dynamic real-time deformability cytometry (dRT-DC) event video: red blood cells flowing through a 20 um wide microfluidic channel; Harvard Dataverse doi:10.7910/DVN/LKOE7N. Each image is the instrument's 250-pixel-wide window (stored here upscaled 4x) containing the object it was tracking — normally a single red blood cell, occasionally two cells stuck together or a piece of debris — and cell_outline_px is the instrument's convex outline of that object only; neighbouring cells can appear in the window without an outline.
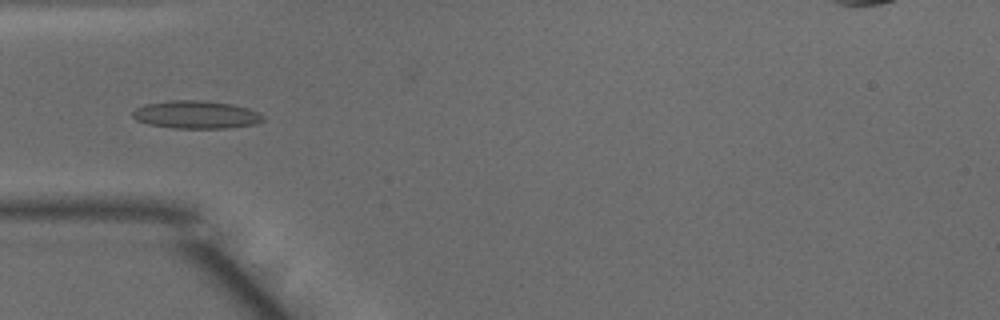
{"species": "common noctule bat (a hibernating species)", "species_latin": "Nyctalus noctula", "temperature_condition": "warm", "stored_images_in_passage": 42, "segment_of_instrument_passage": [1, 2], "camera_frame_rate_fps": 3000, "um_per_image_px": 0.085, "animal": {"sex": "male", "body_mass_g": 15.6}, "frame": {"image": 1, "passage_image": 7, "time_ms": 2.0, "image_size_px": [1000, 320], "cell_outline_px": [[264, 120], [256, 124], [228, 128], [176, 128], [148, 124], [136, 120], [132, 116], [132, 112], [136, 108], [144, 104], [168, 100], [200, 100], [232, 104], [248, 108], [260, 112], [264, 116]], "centroid_in_image_um": [16.68, 9.74], "position_along_channel_um": 68.3, "area_um2": 21.33}}
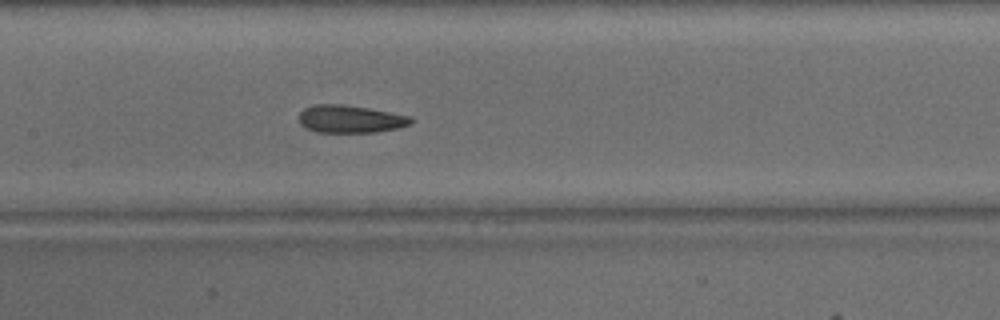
{"frame": {"image": 2, "passage_image": 15, "time_ms": 4.667, "image_size_px": [1000, 320], "cell_outline_px": [[412, 124], [396, 128], [376, 132], [316, 132], [300, 124], [300, 112], [304, 108], [316, 104], [344, 104], [368, 108], [412, 116]], "centroid_in_image_um": [29.79, 10.11], "position_along_channel_um": 177.6, "area_um2": 17.98}}
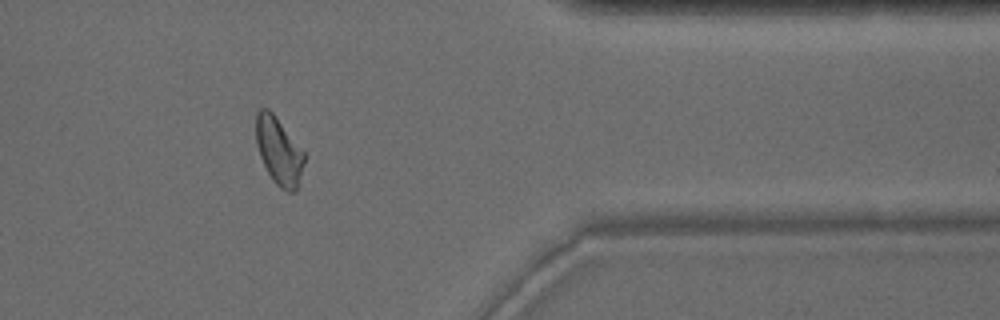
{"frame": {"image": 3, "passage_image": 32, "time_ms": 10.333, "image_size_px": [1000, 320], "cell_outline_px": [[304, 164], [300, 184], [292, 192], [288, 192], [280, 188], [272, 180], [260, 156], [256, 144], [256, 112], [260, 108], [268, 108], [276, 116], [304, 152]], "centroid_in_image_um": [23.7, 12.84], "position_along_channel_um": 387.7, "area_um2": 18.96}}